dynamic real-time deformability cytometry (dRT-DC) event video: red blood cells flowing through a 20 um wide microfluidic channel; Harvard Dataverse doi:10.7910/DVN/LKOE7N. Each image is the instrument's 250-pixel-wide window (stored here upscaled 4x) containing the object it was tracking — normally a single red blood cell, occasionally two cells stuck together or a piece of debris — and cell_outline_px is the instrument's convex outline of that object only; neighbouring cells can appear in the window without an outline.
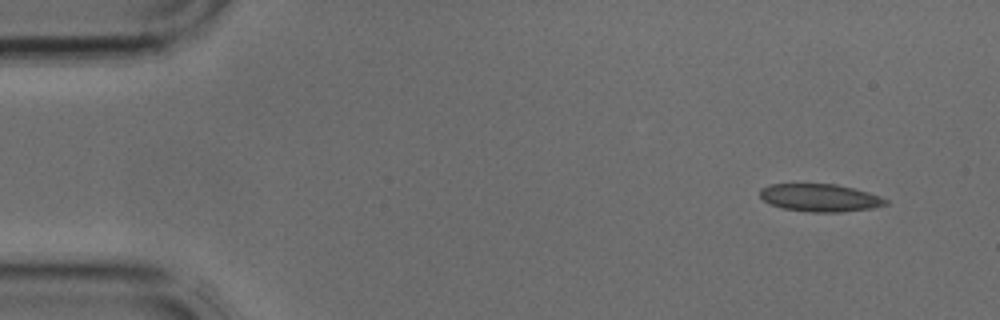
{"species": "common noctule bat (a hibernating species)", "species_latin": "Nyctalus noctula", "temperature_condition": "cold", "stored_images_in_passage": 3, "camera_frame_rate_fps": 3000, "um_per_image_px": 0.085, "animal": {"sex": "male", "body_mass_g": 17.9, "forearm_length_mm": 54.2}, "frame": {"image": 1, "passage_image": 1, "time_ms": 0.0, "image_size_px": [1000, 320], "cell_outline_px": [[888, 204], [872, 208], [840, 212], [812, 212], [784, 208], [772, 204], [764, 200], [760, 196], [760, 188], [772, 184], [836, 184], [868, 192], [880, 196], [888, 200]], "centroid_in_image_um": [69.72, 16.8], "position_along_channel_um": 15.3, "area_um2": 20.06}}
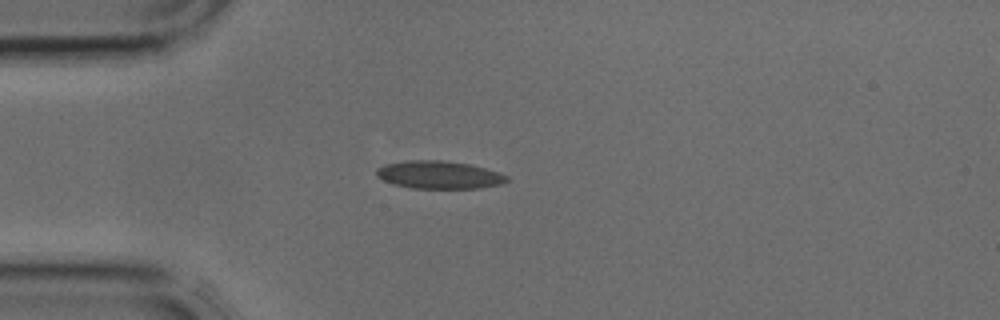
{"frame": {"image": 2, "passage_image": 3, "time_ms": 0.667, "image_size_px": [1000, 320], "cell_outline_px": [[508, 180], [504, 184], [480, 188], [412, 188], [392, 184], [376, 176], [376, 168], [384, 164], [408, 160], [440, 160], [468, 164], [484, 168], [508, 176]], "centroid_in_image_um": [37.29, 14.86], "position_along_channel_um": 47.7, "area_um2": 21.1}}